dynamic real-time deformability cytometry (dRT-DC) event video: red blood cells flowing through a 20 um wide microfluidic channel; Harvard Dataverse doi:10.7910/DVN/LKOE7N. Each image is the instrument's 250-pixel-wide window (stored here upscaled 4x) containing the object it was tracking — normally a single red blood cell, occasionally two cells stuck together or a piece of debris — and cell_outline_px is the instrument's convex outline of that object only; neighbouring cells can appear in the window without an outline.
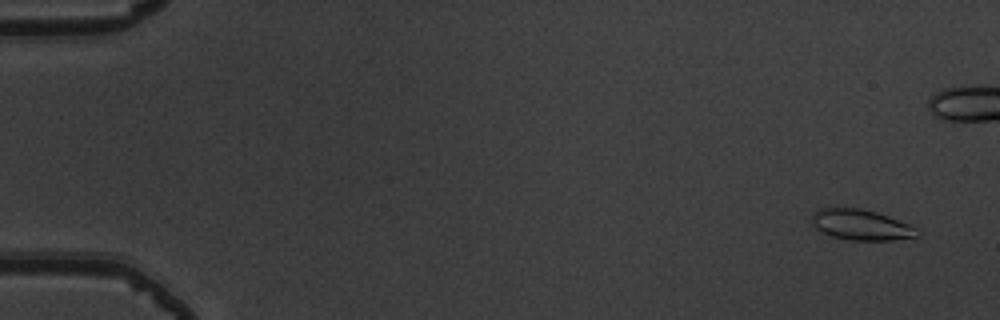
{"species": "common noctule bat (a hibernating species)", "species_latin": "Nyctalus noctula", "temperature_condition": "warm", "stored_images_in_passage": 53, "camera_frame_rate_fps": 3000, "um_per_image_px": 0.085, "animal": {"sex": "male", "body_mass_g": 19.5, "forearm_length_mm": 54.6}, "frame": {"image": 1, "passage_image": 1, "time_ms": 0.0, "image_size_px": [1000, 320], "cell_outline_px": [[924, 232], [920, 236], [892, 240], [848, 240], [832, 236], [816, 228], [812, 224], [812, 216], [820, 208], [860, 208], [876, 212], [888, 216], [908, 224]], "centroid_in_image_um": [73.25, 19.12], "position_along_channel_um": 11.8, "area_um2": 18.73}}
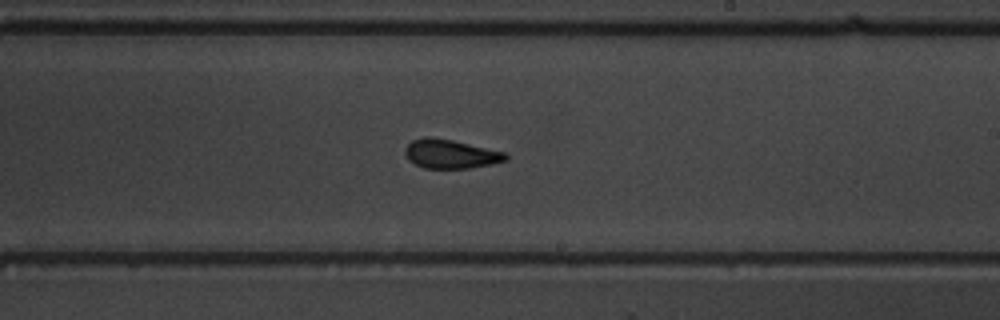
{"frame": {"image": 2, "passage_image": 31, "time_ms": 10.0, "image_size_px": [1000, 320], "cell_outline_px": [[508, 160], [492, 164], [468, 168], [424, 168], [408, 160], [404, 152], [404, 148], [412, 140], [424, 136], [432, 136], [452, 140], [508, 152]], "centroid_in_image_um": [38.31, 13.07], "position_along_channel_um": 250.7, "area_um2": 17.22}}
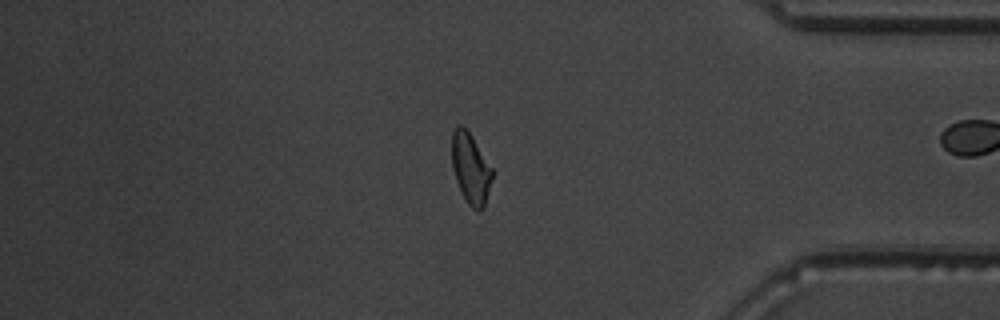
{"frame": {"image": 3, "passage_image": 44, "time_ms": 14.333, "image_size_px": [1000, 320], "cell_outline_px": [[492, 180], [484, 208], [480, 212], [476, 212], [468, 204], [456, 180], [452, 168], [452, 132], [460, 124], [472, 136], [492, 168]], "centroid_in_image_um": [40.01, 14.36], "position_along_channel_um": 395.2, "area_um2": 16.47}, "authors_computed_cell_mechanics": {"area_um2": 17.051, "velocity_mm_per_s": 3.8638, "shape_relaxation_time_tau1_ms": 9.388, "shape_relaxation_time_tau2_ms": 2.174, "deformation_change_tau1": 0.2211, "deformation_change_tau2": 0.0743}}